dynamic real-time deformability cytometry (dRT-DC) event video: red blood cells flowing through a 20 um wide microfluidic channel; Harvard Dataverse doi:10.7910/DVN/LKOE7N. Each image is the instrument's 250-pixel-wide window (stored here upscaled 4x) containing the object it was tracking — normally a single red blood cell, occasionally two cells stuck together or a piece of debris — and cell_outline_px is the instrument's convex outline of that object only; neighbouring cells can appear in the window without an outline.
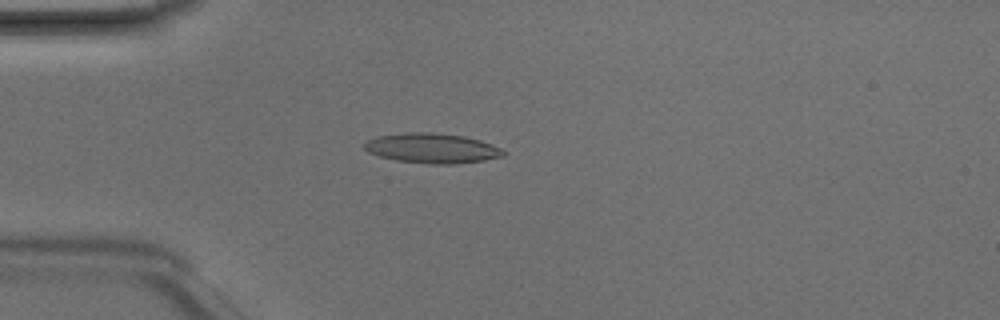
{"species": "Egyptian fruit bat (a non-hibernating species)", "species_latin": "Rousettus aegyptiacus", "temperature_condition": "room temperature", "stored_images_in_passage": 45, "camera_frame_rate_fps": 3000, "um_per_image_px": 0.085, "animal": {"sex": "male"}, "frame": {"image": 1, "passage_image": 10, "time_ms": 3.0, "image_size_px": [1000, 320], "cell_outline_px": [[504, 156], [484, 160], [456, 164], [432, 164], [396, 160], [380, 156], [368, 152], [364, 148], [364, 144], [368, 140], [376, 136], [408, 132], [432, 132], [464, 136], [480, 140], [492, 144], [500, 148], [504, 152]], "centroid_in_image_um": [36.72, 12.59], "position_along_channel_um": 48.3, "area_um2": 24.16}}
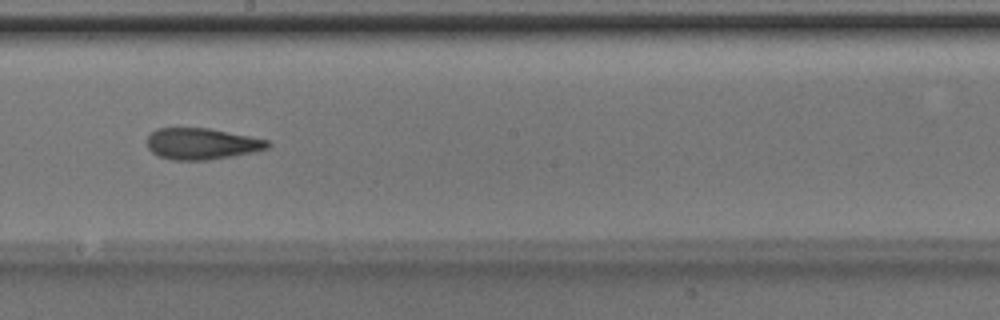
{"frame": {"image": 2, "passage_image": 24, "time_ms": 7.667, "image_size_px": [1000, 320], "cell_outline_px": [[272, 144], [268, 148], [252, 152], [232, 156], [208, 160], [172, 160], [156, 156], [148, 148], [148, 136], [156, 128], [208, 128], [268, 140]], "centroid_in_image_um": [17.12, 12.23], "position_along_channel_um": 231.1, "area_um2": 21.96}}
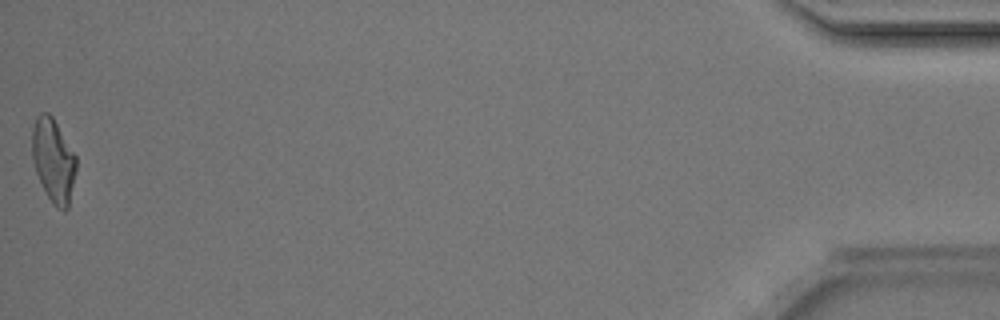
{"frame": {"image": 3, "passage_image": 45, "time_ms": 14.667, "image_size_px": [1000, 320], "cell_outline_px": [[76, 168], [68, 208], [64, 212], [56, 208], [52, 204], [36, 172], [32, 156], [32, 128], [36, 116], [40, 112], [48, 112], [52, 116], [76, 156]], "centroid_in_image_um": [4.53, 13.62], "position_along_channel_um": 430.7, "area_um2": 21.33}, "authors_computed_cell_mechanics": {"area_um2": 21.7906, "velocity_mm_per_s": 4.2322, "shape_relaxation_time_tau1_ms": 9.7306, "shape_relaxation_time_tau2_ms": 3.1481, "deformation_change_tau1": 0.261, "deformation_change_tau2": 0.137}}